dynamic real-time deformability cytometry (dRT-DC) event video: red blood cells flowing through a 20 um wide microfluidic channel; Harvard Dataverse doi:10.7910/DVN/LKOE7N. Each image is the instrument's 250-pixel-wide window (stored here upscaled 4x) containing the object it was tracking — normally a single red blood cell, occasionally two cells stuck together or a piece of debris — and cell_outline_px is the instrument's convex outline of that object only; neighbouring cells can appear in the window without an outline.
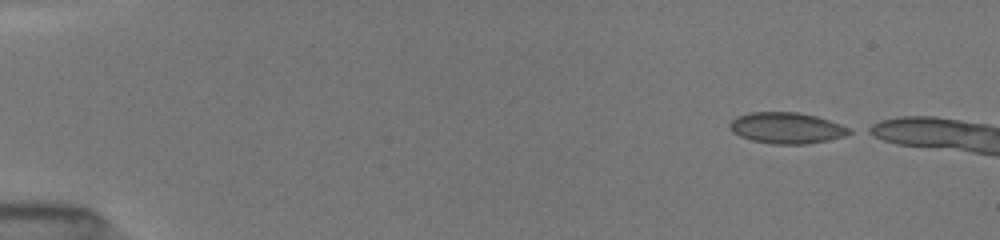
{"species": "common noctule bat (a hibernating species)", "species_latin": "Nyctalus noctula", "temperature_condition": "room temperature", "stored_images_in_passage": 5, "camera_frame_rate_fps": 3000, "um_per_image_px": 0.085, "animal": {"sex": "female", "body_mass_g": 19.5, "forearm_length_mm": 54.1}, "frame": {"image": 1, "passage_image": 1, "time_ms": 0.0, "image_size_px": [1000, 240], "cell_outline_px": [[852, 132], [844, 136], [828, 140], [804, 144], [772, 144], [752, 140], [740, 136], [732, 132], [728, 128], [728, 124], [736, 116], [752, 112], [796, 112], [816, 116], [840, 124], [848, 128]], "centroid_in_image_um": [66.81, 10.88], "position_along_channel_um": 18.2, "area_um2": 21.56}}